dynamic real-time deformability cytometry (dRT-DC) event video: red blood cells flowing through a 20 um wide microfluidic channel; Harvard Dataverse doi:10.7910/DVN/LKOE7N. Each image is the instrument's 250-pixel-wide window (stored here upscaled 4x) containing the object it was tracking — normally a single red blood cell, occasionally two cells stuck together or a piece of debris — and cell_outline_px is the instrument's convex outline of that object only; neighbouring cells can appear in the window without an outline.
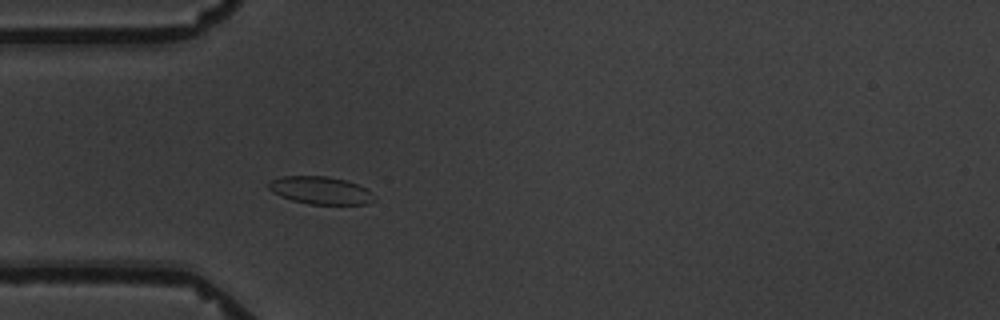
{"species": "common noctule bat (a hibernating species)", "species_latin": "Nyctalus noctula", "temperature_condition": "warm", "stored_images_in_passage": 4, "camera_frame_rate_fps": 3000, "um_per_image_px": 0.085, "animal": {"sex": "male", "body_mass_g": 19.5, "forearm_length_mm": 54.6}, "frame": {"image": 1, "passage_image": 4, "time_ms": 3.667, "image_size_px": [1000, 320], "cell_outline_px": [[376, 200], [368, 204], [308, 204], [292, 200], [280, 196], [272, 192], [268, 188], [268, 184], [272, 180], [284, 176], [324, 176], [344, 180], [368, 188], [376, 196]], "centroid_in_image_um": [27.28, 16.19], "position_along_channel_um": 57.7, "area_um2": 17.05}}